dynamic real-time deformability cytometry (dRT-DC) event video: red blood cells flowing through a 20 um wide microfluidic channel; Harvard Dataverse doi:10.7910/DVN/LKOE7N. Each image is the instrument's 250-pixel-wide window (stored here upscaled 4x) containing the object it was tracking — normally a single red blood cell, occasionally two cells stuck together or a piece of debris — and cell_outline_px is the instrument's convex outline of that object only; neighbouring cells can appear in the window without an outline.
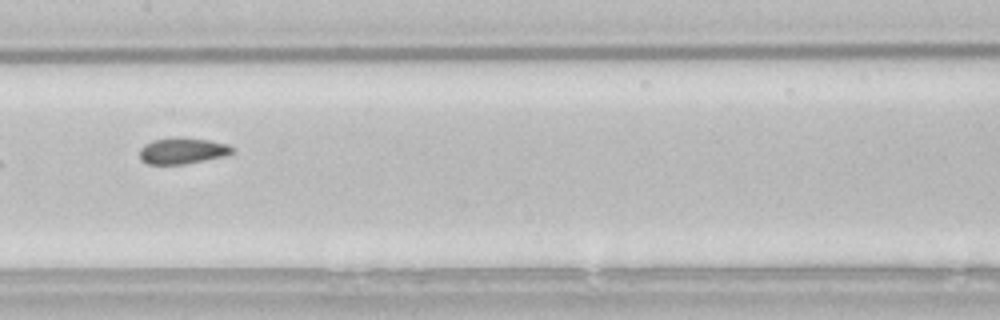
{"species": "common noctule bat (a hibernating species)", "species_latin": "Nyctalus noctula", "temperature_condition": "room temperature", "stored_images_in_passage": 6, "camera_frame_rate_fps": 3000, "um_per_image_px": 0.085, "animal": {"sex": "male", "body_mass_g": 21.5, "forearm_length_mm": 52.0}, "frame": {"image": 1, "passage_image": 6, "time_ms": 1.667, "image_size_px": [1000, 320], "cell_outline_px": [[232, 152], [224, 156], [184, 164], [148, 164], [140, 160], [140, 148], [144, 144], [152, 140], [172, 136], [180, 136], [208, 140], [228, 144], [232, 148]], "centroid_in_image_um": [15.45, 12.79], "position_along_channel_um": 192.0, "area_um2": 14.28}}